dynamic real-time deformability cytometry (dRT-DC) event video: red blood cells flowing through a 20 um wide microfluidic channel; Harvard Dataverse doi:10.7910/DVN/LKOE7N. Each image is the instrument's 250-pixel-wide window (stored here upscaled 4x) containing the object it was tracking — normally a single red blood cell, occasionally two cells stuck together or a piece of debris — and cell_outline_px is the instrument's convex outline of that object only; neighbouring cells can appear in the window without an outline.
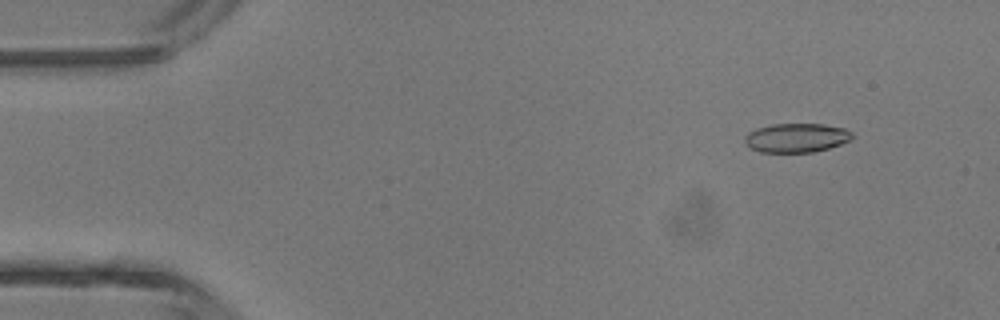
{"species": "common noctule bat (a hibernating species)", "species_latin": "Nyctalus noctula", "temperature_condition": "room temperature", "stored_images_in_passage": 43, "camera_frame_rate_fps": 3000, "um_per_image_px": 0.085, "animal": {"sex": "male", "body_mass_g": 13.3}, "frame": {"image": 1, "passage_image": 2, "time_ms": 0.333, "image_size_px": [1000, 320], "cell_outline_px": [[852, 140], [828, 148], [812, 152], [760, 152], [748, 148], [744, 144], [744, 136], [748, 132], [756, 128], [772, 124], [824, 124], [844, 128], [852, 132]], "centroid_in_image_um": [67.65, 11.71], "position_along_channel_um": 17.3, "area_um2": 18.38}}
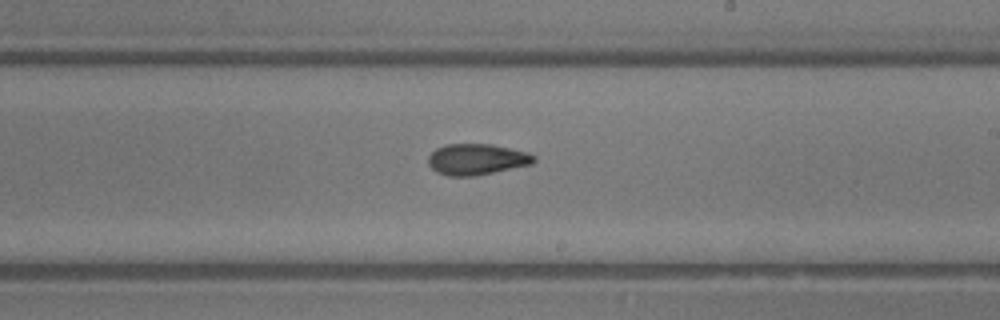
{"frame": {"image": 2, "passage_image": 24, "time_ms": 7.667, "image_size_px": [1000, 320], "cell_outline_px": [[536, 160], [532, 164], [476, 176], [448, 176], [436, 172], [428, 164], [428, 156], [436, 148], [448, 144], [492, 144], [528, 152], [536, 156]], "centroid_in_image_um": [40.53, 13.54], "position_along_channel_um": 248.5, "area_um2": 19.25}}
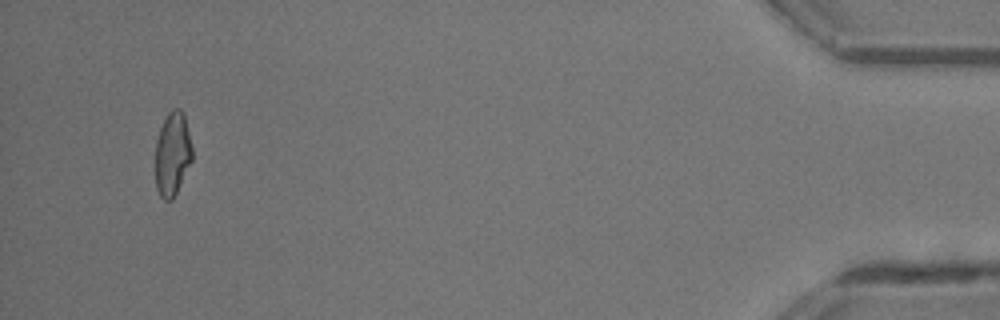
{"frame": {"image": 3, "passage_image": 41, "time_ms": 13.333, "image_size_px": [1000, 320], "cell_outline_px": [[192, 160], [172, 200], [164, 200], [160, 196], [156, 188], [156, 140], [160, 128], [168, 112], [172, 108], [180, 108], [184, 112], [192, 148]], "centroid_in_image_um": [14.66, 13.05], "position_along_channel_um": 420.5, "area_um2": 17.92}, "authors_computed_cell_mechanics": {"area_um2": 18.785, "velocity_mm_per_s": 4.4928, "shape_relaxation_time_tau1_ms": 4.4951, "shape_relaxation_time_tau2_ms": 1.9091, "deformation_change_tau1": 0.1528, "deformation_change_tau2": 0.0863}}